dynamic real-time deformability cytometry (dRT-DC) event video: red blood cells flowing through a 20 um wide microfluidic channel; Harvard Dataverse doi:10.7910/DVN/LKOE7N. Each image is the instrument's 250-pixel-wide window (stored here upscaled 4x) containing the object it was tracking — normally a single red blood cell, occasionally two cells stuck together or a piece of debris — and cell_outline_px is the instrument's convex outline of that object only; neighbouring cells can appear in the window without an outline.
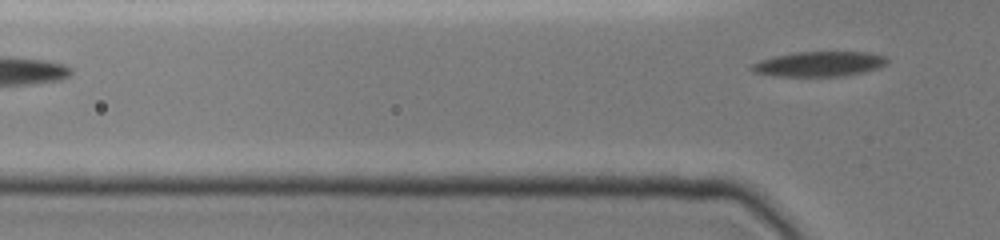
{"species": "common noctule bat (a hibernating species)", "species_latin": "Nyctalus noctula", "temperature_condition": "cold", "stored_images_in_passage": 7, "segment_of_instrument_passage": [2, 2], "camera_frame_rate_fps": 3000, "um_per_image_px": 0.085, "animal": {"sex": "female", "body_mass_g": 19.0, "forearm_length_mm": 51.5}, "frame": {"image": 1, "passage_image": 7, "time_ms": 3.667, "image_size_px": [1000, 240], "cell_outline_px": [[888, 64], [864, 72], [844, 76], [772, 76], [756, 72], [748, 68], [752, 64], [760, 60], [776, 56], [796, 52], [868, 52], [888, 56]], "centroid_in_image_um": [69.67, 5.44], "position_along_channel_um": 56.1, "area_um2": 19.77}}